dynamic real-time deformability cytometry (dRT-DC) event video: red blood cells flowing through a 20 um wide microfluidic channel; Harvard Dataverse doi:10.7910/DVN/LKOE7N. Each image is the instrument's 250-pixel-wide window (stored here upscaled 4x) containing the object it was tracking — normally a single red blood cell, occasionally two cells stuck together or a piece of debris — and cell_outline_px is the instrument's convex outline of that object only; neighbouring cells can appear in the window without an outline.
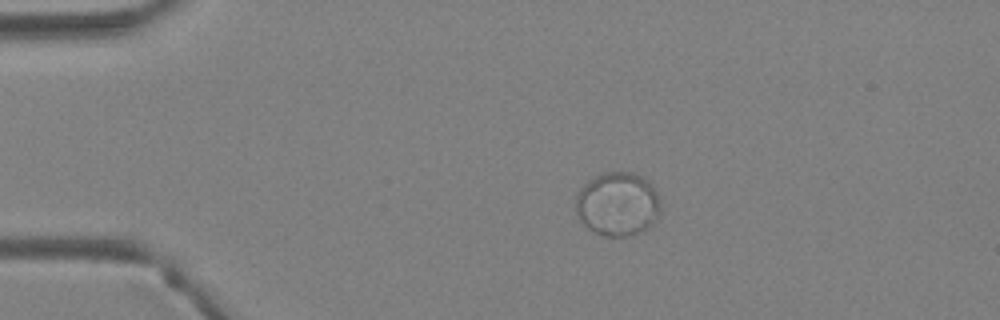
{"species": "Egyptian fruit bat (a non-hibernating species)", "species_latin": "Rousettus aegyptiacus", "temperature_condition": "warm", "stored_images_in_passage": 4, "camera_frame_rate_fps": 3000, "um_per_image_px": 0.085, "animal": {"sex": "female"}, "frame": {"image": 1, "passage_image": 3, "time_ms": 0.667, "image_size_px": [1000, 320], "cell_outline_px": [[660, 212], [656, 220], [644, 228], [636, 232], [624, 236], [604, 236], [588, 228], [580, 220], [576, 212], [576, 196], [580, 188], [588, 180], [604, 172], [632, 172], [644, 176], [652, 184], [660, 196]], "centroid_in_image_um": [52.51, 17.3], "position_along_channel_um": 32.5, "area_um2": 31.56}}